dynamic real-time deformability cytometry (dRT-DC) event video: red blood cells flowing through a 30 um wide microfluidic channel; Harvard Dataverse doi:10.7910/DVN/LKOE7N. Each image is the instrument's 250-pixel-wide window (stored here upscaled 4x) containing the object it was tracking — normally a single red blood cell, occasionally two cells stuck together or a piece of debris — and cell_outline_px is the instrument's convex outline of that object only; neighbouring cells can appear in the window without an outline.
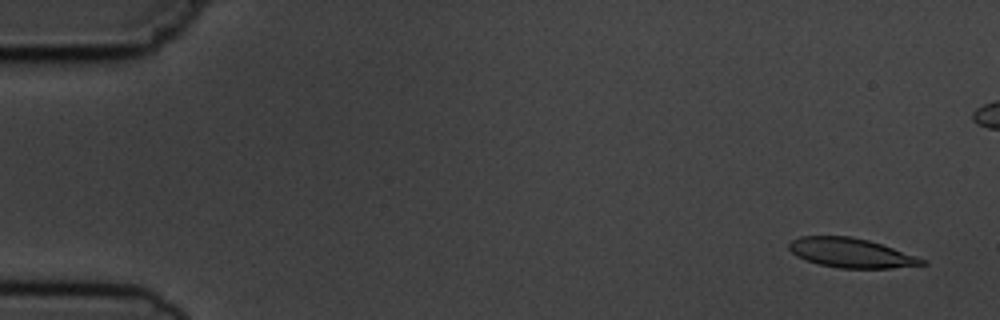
{"species": "common noctule bat (a hibernating species)", "species_latin": "Nyctalus noctula", "temperature_condition": "cold", "stored_images_in_passage": 10, "segment_of_instrument_passage": [1, 2], "camera_frame_rate_fps": 3000, "um_per_image_px": 0.085, "animal": {"sex": "male", "body_mass_g": 19.5, "forearm_length_mm": 54.6}, "frame": {"image": 1, "passage_image": 1, "time_ms": 0.0, "image_size_px": [1000, 320], "cell_outline_px": [[928, 264], [892, 268], [840, 268], [820, 264], [796, 256], [788, 248], [788, 244], [792, 240], [800, 236], [852, 236], [868, 240], [916, 256], [924, 260]], "centroid_in_image_um": [72.31, 21.49], "position_along_channel_um": 12.7, "area_um2": 22.54}}
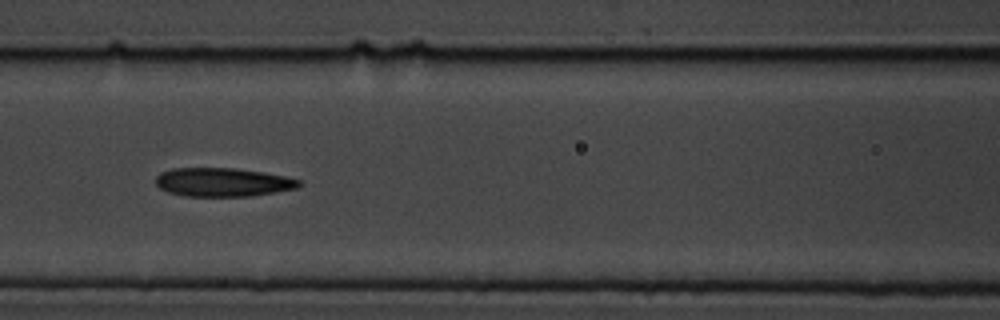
{"frame": {"image": 2, "passage_image": 7, "time_ms": 7.0, "image_size_px": [1000, 320], "cell_outline_px": [[304, 184], [296, 188], [252, 196], [184, 196], [168, 192], [160, 188], [156, 184], [156, 176], [160, 172], [172, 168], [236, 168], [264, 172], [284, 176], [300, 180]], "centroid_in_image_um": [18.93, 15.48], "position_along_channel_um": 147.7, "area_um2": 24.04}}
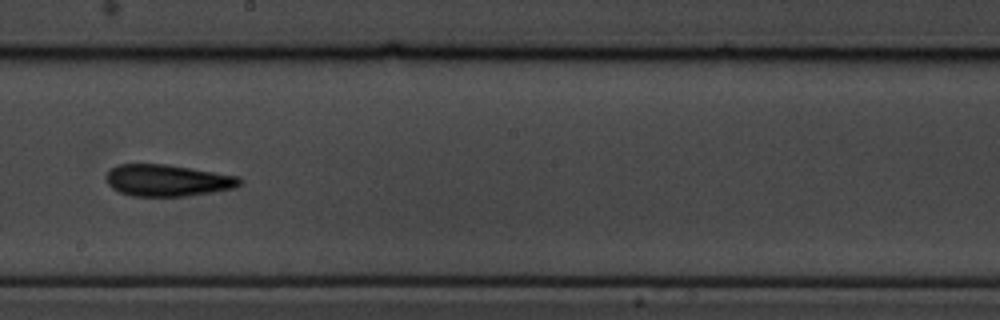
{"frame": {"image": 3, "passage_image": 9, "time_ms": 9.333, "image_size_px": [1000, 320], "cell_outline_px": [[244, 180], [240, 184], [232, 188], [212, 192], [188, 196], [132, 196], [120, 192], [112, 188], [108, 184], [104, 176], [116, 164], [168, 164], [240, 176]], "centroid_in_image_um": [14.24, 15.33], "position_along_channel_um": 234.0, "area_um2": 24.85}}